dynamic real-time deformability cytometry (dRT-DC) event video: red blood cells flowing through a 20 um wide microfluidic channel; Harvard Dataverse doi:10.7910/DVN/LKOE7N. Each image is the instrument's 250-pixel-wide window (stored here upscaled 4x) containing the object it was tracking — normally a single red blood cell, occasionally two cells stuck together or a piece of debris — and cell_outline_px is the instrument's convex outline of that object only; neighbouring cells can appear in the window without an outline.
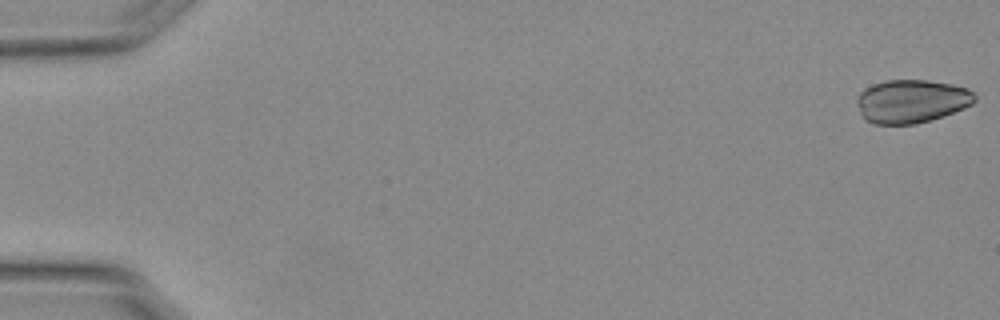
{"species": "Egyptian fruit bat (a non-hibernating species)", "species_latin": "Rousettus aegyptiacus", "temperature_condition": "warm", "stored_images_in_passage": 4, "camera_frame_rate_fps": 3000, "um_per_image_px": 0.085, "animal": {"sex": "female"}, "frame": {"image": 1, "passage_image": 1, "time_ms": 0.0, "image_size_px": [1000, 320], "cell_outline_px": [[976, 100], [972, 104], [964, 108], [916, 124], [876, 124], [864, 120], [860, 112], [856, 100], [856, 96], [864, 88], [872, 84], [884, 80], [928, 80], [952, 84], [964, 88], [972, 92], [976, 96]], "centroid_in_image_um": [77.43, 8.59], "position_along_channel_um": 7.6, "area_um2": 29.71}}